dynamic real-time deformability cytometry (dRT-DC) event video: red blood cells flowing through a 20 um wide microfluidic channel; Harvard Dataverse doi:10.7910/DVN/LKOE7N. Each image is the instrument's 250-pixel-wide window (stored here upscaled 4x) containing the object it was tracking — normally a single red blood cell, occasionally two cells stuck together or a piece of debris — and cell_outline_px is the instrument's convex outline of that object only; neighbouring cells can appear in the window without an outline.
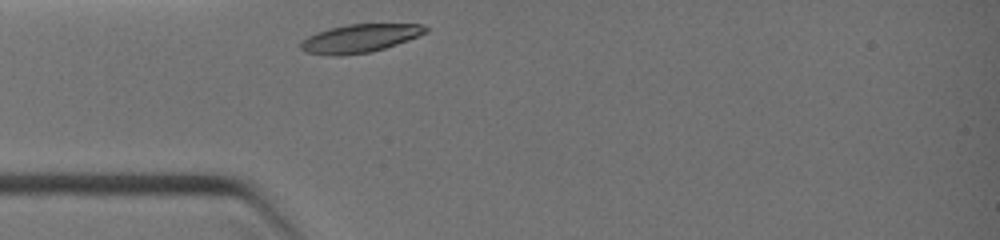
{"species": "common noctule bat (a hibernating species)", "species_latin": "Nyctalus noctula", "temperature_condition": "warm", "stored_images_in_passage": 1, "camera_frame_rate_fps": 3000, "um_per_image_px": 0.085, "animal": {"sex": "female", "body_mass_g": 19.0, "forearm_length_mm": 51.5}, "frame": {"image": 1, "passage_image": 1, "time_ms": 0.0, "image_size_px": [1000, 240], "cell_outline_px": [[428, 32], [396, 44], [372, 52], [340, 56], [332, 56], [304, 52], [300, 48], [300, 40], [316, 32], [348, 24], [420, 24], [428, 28]], "centroid_in_image_um": [30.53, 3.27], "position_along_channel_um": 54.5, "area_um2": 20.58}}